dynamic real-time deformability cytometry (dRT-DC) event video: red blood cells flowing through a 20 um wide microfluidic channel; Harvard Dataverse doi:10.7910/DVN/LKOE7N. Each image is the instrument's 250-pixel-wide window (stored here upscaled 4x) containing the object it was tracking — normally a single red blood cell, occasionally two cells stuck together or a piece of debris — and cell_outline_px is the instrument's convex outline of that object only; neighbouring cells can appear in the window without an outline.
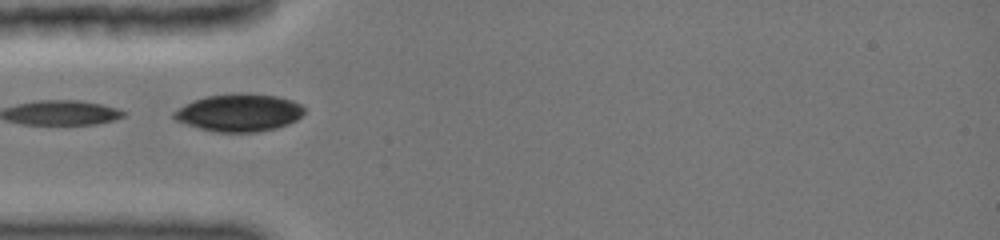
{"species": "common noctule bat (a hibernating species)", "species_latin": "Nyctalus noctula", "temperature_condition": "cold", "stored_images_in_passage": 16, "camera_frame_rate_fps": 3000, "um_per_image_px": 0.085, "animal": {"sex": "female", "body_mass_g": 19.0, "forearm_length_mm": 51.5}, "frame": {"image": 1, "passage_image": 1, "time_ms": 0.0, "image_size_px": [1000, 240], "cell_outline_px": [[304, 112], [296, 120], [288, 124], [276, 128], [256, 132], [216, 132], [200, 128], [176, 120], [172, 116], [172, 112], [184, 104], [204, 96], [232, 92], [248, 92], [276, 96], [292, 100], [300, 104], [304, 108]], "centroid_in_image_um": [20.31, 9.55], "position_along_channel_um": 64.7, "area_um2": 28.78}}